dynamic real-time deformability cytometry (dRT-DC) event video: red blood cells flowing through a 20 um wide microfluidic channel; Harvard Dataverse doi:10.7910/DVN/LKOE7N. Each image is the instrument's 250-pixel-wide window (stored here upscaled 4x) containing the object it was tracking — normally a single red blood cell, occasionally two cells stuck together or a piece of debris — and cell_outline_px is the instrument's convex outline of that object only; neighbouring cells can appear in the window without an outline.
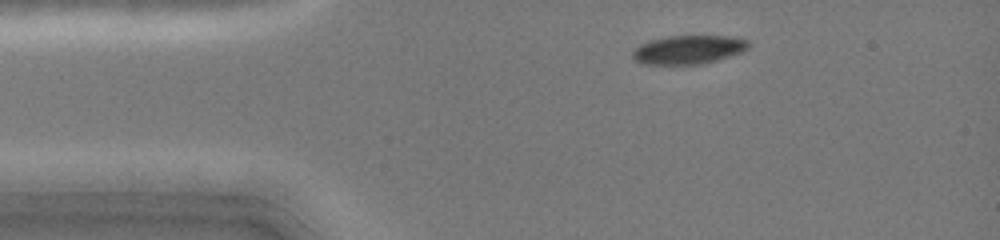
{"species": "common noctule bat (a hibernating species)", "species_latin": "Nyctalus noctula", "temperature_condition": "cold", "stored_images_in_passage": 41, "camera_frame_rate_fps": 3000, "um_per_image_px": 0.085, "animal": {"sex": "female", "body_mass_g": 19.0, "forearm_length_mm": 51.5}, "frame": {"image": 1, "passage_image": 6, "time_ms": 1.667, "image_size_px": [1000, 240], "cell_outline_px": [[752, 44], [748, 48], [740, 52], [704, 64], [640, 64], [632, 56], [632, 52], [640, 44], [648, 40], [668, 36], [728, 36], [748, 40]], "centroid_in_image_um": [58.5, 4.21], "position_along_channel_um": 26.5, "area_um2": 19.36}}
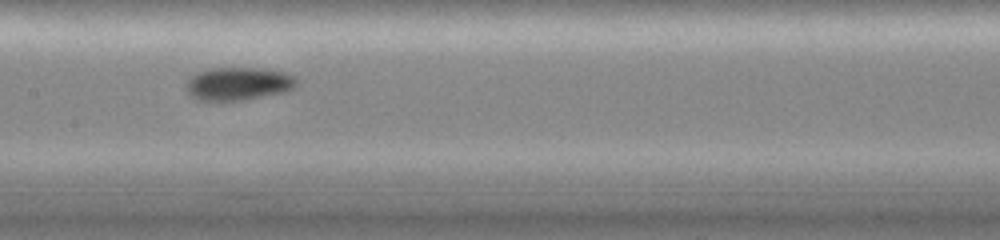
{"frame": {"image": 2, "passage_image": 21, "time_ms": 6.667, "image_size_px": [1000, 240], "cell_outline_px": [[300, 80], [288, 92], [240, 100], [196, 100], [188, 92], [188, 76], [196, 72], [212, 68], [264, 68], [288, 72], [296, 76]], "centroid_in_image_um": [20.32, 7.09], "position_along_channel_um": 187.1, "area_um2": 21.5}}
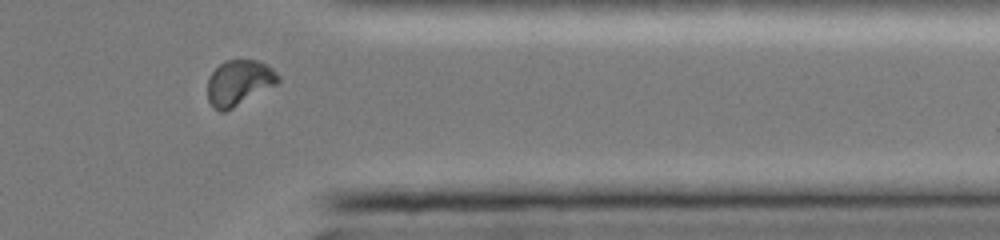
{"frame": {"image": 3, "passage_image": 36, "time_ms": 11.667, "image_size_px": [1000, 240], "cell_outline_px": [[280, 80], [276, 84], [232, 108], [224, 112], [220, 112], [212, 108], [208, 100], [208, 76], [224, 60], [256, 60], [268, 64], [280, 76]], "centroid_in_image_um": [20.3, 7.02], "position_along_channel_um": 391.1, "area_um2": 18.67}, "authors_computed_cell_mechanics": {"area_um2": 20.1144, "velocity_mm_per_s": 4.1054, "shape_relaxation_time_tau1_ms": 9.2497, "shape_relaxation_time_tau2_ms": 2.6783, "deformation_change_tau1": 0.2102, "deformation_change_tau2": 0.0376}}